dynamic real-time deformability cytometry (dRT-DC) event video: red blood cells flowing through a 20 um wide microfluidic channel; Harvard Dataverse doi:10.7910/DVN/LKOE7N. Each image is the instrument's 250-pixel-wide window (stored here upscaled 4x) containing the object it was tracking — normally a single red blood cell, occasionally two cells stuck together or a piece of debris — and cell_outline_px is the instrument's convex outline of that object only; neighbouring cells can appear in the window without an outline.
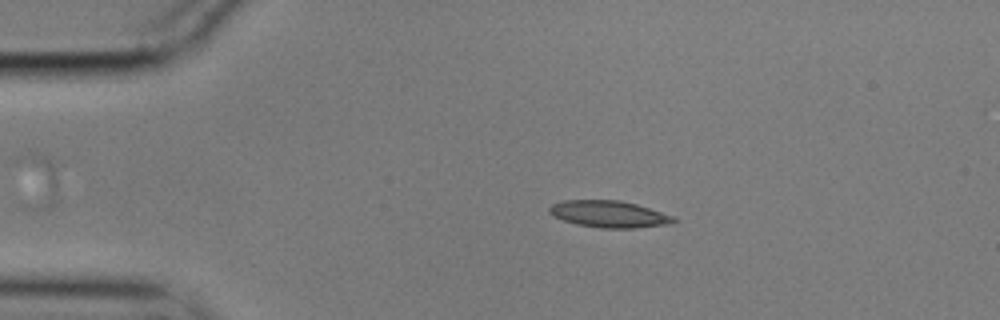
{"species": "common noctule bat (a hibernating species)", "species_latin": "Nyctalus noctula", "temperature_condition": "cold", "stored_images_in_passage": 47, "camera_frame_rate_fps": 3000, "um_per_image_px": 0.085, "animal": {"sex": "male", "body_mass_g": 17.9}, "frame": {"image": 1, "passage_image": 1, "time_ms": 0.0, "image_size_px": [1000, 320], "cell_outline_px": [[680, 220], [672, 224], [636, 228], [600, 228], [576, 224], [564, 220], [548, 212], [548, 208], [552, 204], [564, 200], [620, 200], [636, 204], [676, 216]], "centroid_in_image_um": [51.85, 18.2], "position_along_channel_um": 33.2, "area_um2": 19.59}}
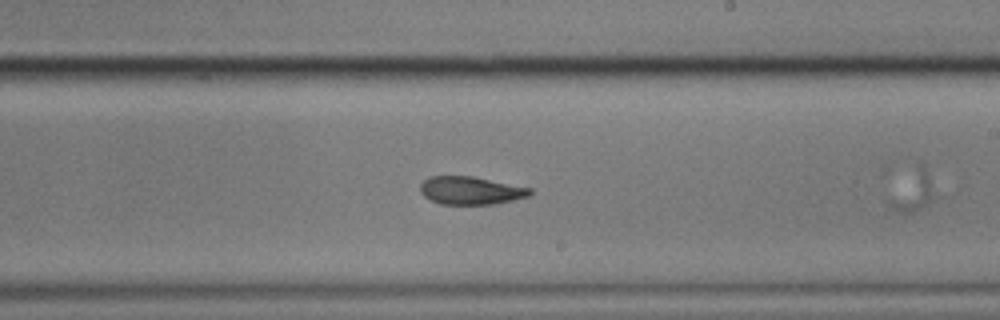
{"frame": {"image": 2, "passage_image": 23, "time_ms": 7.333, "image_size_px": [1000, 320], "cell_outline_px": [[532, 192], [528, 196], [496, 204], [440, 204], [424, 196], [420, 192], [420, 184], [428, 176], [472, 176], [532, 188]], "centroid_in_image_um": [39.99, 16.19], "position_along_channel_um": 249.0, "area_um2": 17.86}}
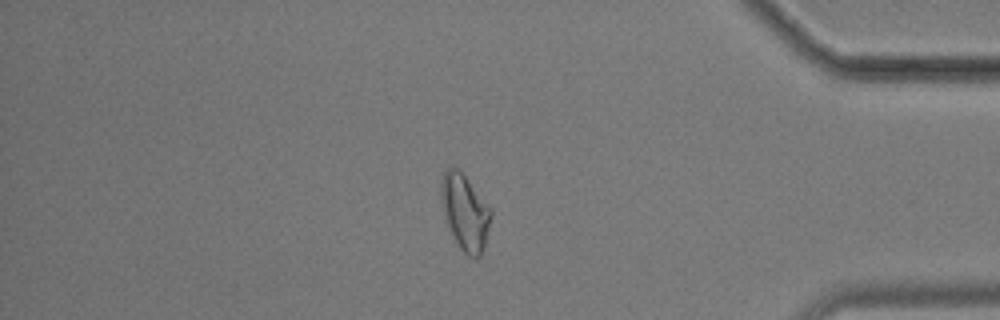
{"frame": {"image": 3, "passage_image": 38, "time_ms": 12.333, "image_size_px": [1000, 320], "cell_outline_px": [[492, 216], [484, 248], [480, 256], [468, 256], [460, 248], [448, 228], [444, 216], [440, 200], [440, 184], [444, 172], [448, 168], [460, 168], [492, 208]], "centroid_in_image_um": [39.53, 17.99], "position_along_channel_um": 395.7, "area_um2": 22.43}}